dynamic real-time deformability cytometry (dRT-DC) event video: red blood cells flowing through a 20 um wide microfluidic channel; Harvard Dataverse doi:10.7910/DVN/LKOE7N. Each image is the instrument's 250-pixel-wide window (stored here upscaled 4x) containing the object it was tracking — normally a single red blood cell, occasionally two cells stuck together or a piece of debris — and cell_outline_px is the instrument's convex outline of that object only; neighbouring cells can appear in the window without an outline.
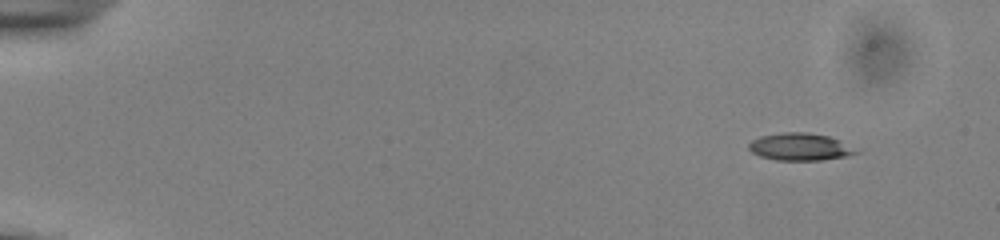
{"species": "common noctule bat (a hibernating species)", "species_latin": "Nyctalus noctula", "temperature_condition": "cold", "stored_images_in_passage": 9, "segment_of_instrument_passage": [2, 2], "camera_frame_rate_fps": 3000, "um_per_image_px": 0.085, "animal": {"sex": "male", "body_mass_g": 13.0, "forearm_length_mm": 53.1}, "frame": {"image": 1, "passage_image": 9, "time_ms": 2.667, "image_size_px": [1000, 240], "cell_outline_px": [[860, 152], [848, 156], [824, 160], [776, 160], [760, 156], [752, 152], [748, 148], [748, 144], [752, 140], [760, 136], [784, 132], [808, 132], [828, 136], [840, 140]], "centroid_in_image_um": [68.0, 12.48], "position_along_channel_um": 17.0, "area_um2": 17.11}}